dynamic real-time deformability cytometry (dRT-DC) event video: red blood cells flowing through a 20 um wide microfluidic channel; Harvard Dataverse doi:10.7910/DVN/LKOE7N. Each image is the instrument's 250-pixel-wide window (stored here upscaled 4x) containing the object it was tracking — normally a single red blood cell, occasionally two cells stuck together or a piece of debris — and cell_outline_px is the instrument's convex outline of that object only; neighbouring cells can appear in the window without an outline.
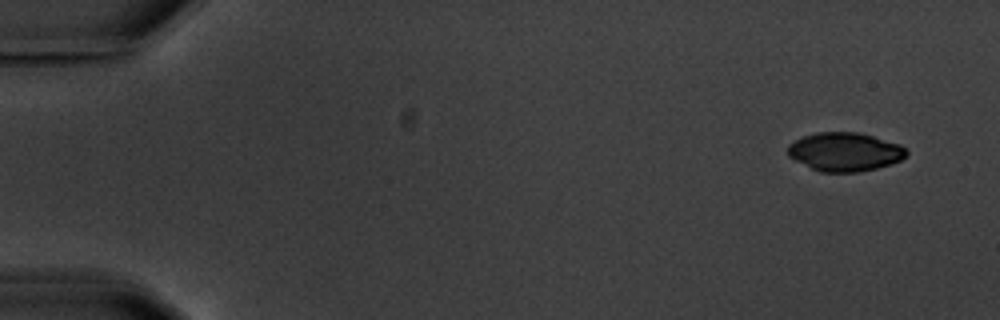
{"species": "common noctule bat (a hibernating species)", "species_latin": "Nyctalus noctula", "temperature_condition": "warm", "stored_images_in_passage": 5, "camera_frame_rate_fps": 3000, "um_per_image_px": 0.085, "animal": {"sex": "male", "body_mass_g": 20.1, "forearm_length_mm": 53.5}, "frame": {"image": 1, "passage_image": 1, "time_ms": 0.0, "image_size_px": [1000, 320], "cell_outline_px": [[908, 152], [900, 160], [876, 168], [860, 172], [820, 172], [788, 156], [788, 144], [804, 136], [816, 132], [860, 132], [900, 144]], "centroid_in_image_um": [71.8, 12.9], "position_along_channel_um": 13.2, "area_um2": 26.53}}